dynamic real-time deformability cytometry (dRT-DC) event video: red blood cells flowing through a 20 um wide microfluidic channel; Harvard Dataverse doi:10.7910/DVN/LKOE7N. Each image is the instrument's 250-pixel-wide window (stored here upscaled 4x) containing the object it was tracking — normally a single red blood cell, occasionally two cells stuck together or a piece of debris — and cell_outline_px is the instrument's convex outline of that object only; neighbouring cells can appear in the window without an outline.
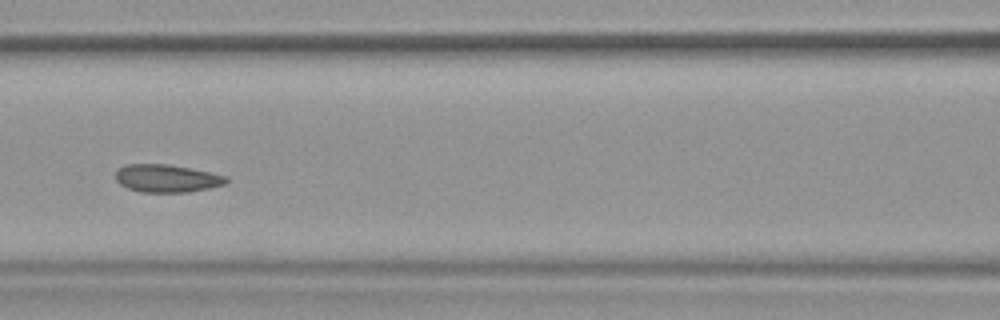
{"species": "common noctule bat (a hibernating species)", "species_latin": "Nyctalus noctula", "temperature_condition": "warm", "stored_images_in_passage": 51, "camera_frame_rate_fps": 3000, "um_per_image_px": 0.085, "animal": {"sex": "female", "body_mass_g": 19.9}, "frame": {"image": 1, "passage_image": 22, "time_ms": 7.0, "image_size_px": [1000, 320], "cell_outline_px": [[228, 180], [224, 184], [208, 188], [188, 192], [140, 192], [128, 188], [120, 184], [116, 180], [116, 168], [128, 164], [168, 164], [228, 176]], "centroid_in_image_um": [14.14, 15.16], "position_along_channel_um": 152.5, "area_um2": 17.8}, "authors_computed_cell_mechanics": {"area_um2": 18.5538, "velocity_mm_per_s": 3.7587, "shape_relaxation_time_tau1_ms": null, "shape_relaxation_time_tau2_ms": 4.0929, "deformation_change_tau1": null, "deformation_change_tau2": 0.082}}